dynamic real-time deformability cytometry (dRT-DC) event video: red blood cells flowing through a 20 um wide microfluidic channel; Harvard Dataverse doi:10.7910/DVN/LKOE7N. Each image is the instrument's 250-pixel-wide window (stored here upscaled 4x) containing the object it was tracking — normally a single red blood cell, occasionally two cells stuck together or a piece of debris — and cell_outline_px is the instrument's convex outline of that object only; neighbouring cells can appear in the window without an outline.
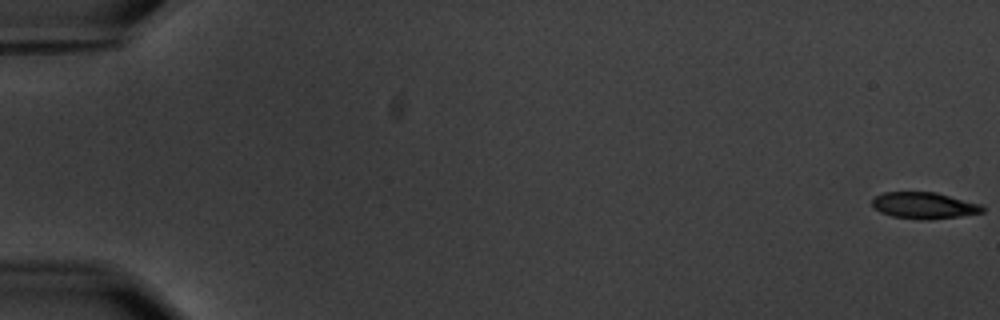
{"species": "common noctule bat (a hibernating species)", "species_latin": "Nyctalus noctula", "temperature_condition": "warm", "stored_images_in_passage": 58, "camera_frame_rate_fps": 3000, "um_per_image_px": 0.085, "animal": {"sex": "male", "body_mass_g": 20.1, "forearm_length_mm": 53.5}, "frame": {"image": 1, "passage_image": 1, "time_ms": 0.0, "image_size_px": [1000, 320], "cell_outline_px": [[984, 212], [960, 216], [924, 220], [892, 216], [880, 212], [872, 208], [872, 200], [876, 196], [884, 192], [936, 192], [984, 204]], "centroid_in_image_um": [78.58, 17.46], "position_along_channel_um": 6.4, "area_um2": 17.17}}
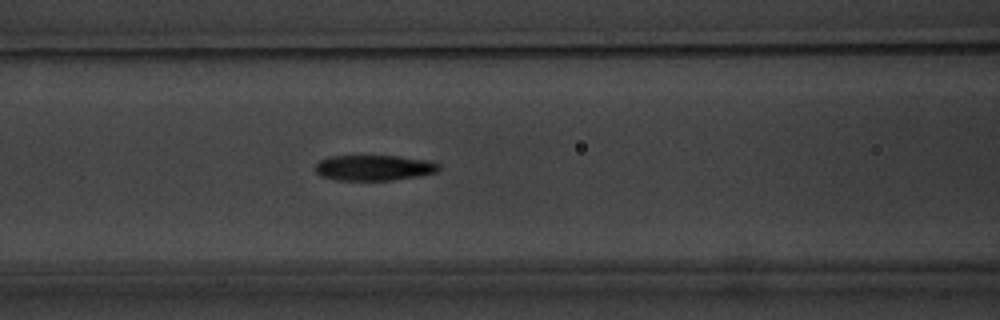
{"frame": {"image": 2, "passage_image": 26, "time_ms": 8.333, "image_size_px": [1000, 320], "cell_outline_px": [[440, 168], [436, 172], [420, 176], [392, 180], [336, 180], [320, 176], [316, 172], [316, 164], [320, 160], [328, 156], [400, 156], [432, 160], [440, 164]], "centroid_in_image_um": [31.83, 14.25], "position_along_channel_um": 134.8, "area_um2": 18.61}}
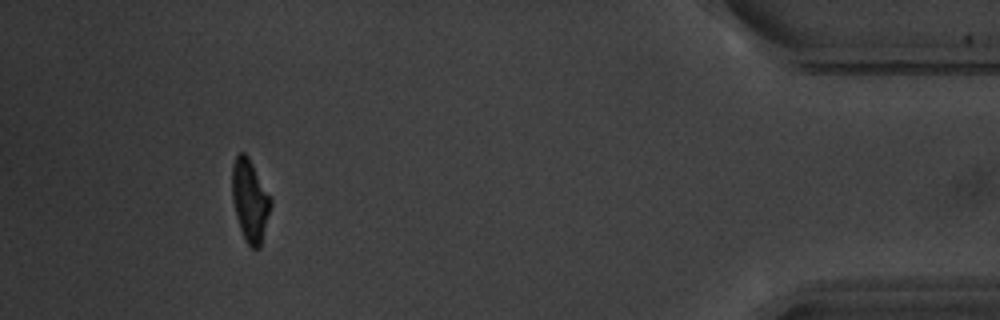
{"frame": {"image": 3, "passage_image": 54, "time_ms": 17.667, "image_size_px": [1000, 320], "cell_outline_px": [[272, 204], [260, 248], [252, 248], [244, 240], [236, 216], [232, 200], [232, 164], [236, 156], [240, 152], [244, 152], [248, 156], [272, 200]], "centroid_in_image_um": [21.24, 17.05], "position_along_channel_um": 414.0, "area_um2": 18.44}, "authors_computed_cell_mechanics": {"area_um2": 18.6405, "velocity_mm_per_s": 3.5866, "shape_relaxation_time_tau1_ms": 3.6358, "shape_relaxation_time_tau2_ms": 2.7163, "deformation_change_tau1": 0.1663, "deformation_change_tau2": 0.0981}}